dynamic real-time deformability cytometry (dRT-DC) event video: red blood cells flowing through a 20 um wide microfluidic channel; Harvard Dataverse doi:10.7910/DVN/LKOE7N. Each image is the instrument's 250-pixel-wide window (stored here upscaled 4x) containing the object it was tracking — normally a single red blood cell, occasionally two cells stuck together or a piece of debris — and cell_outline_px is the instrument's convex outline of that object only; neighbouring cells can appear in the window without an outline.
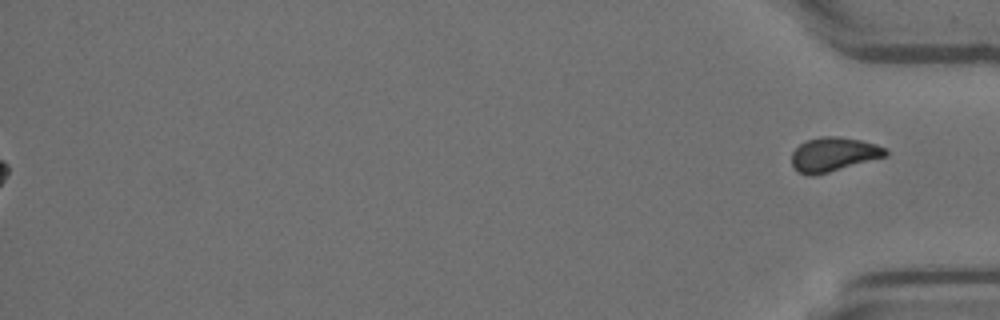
{"species": "Egyptian fruit bat (a non-hibernating species)", "species_latin": "Rousettus aegyptiacus", "temperature_condition": "room temperature", "stored_images_in_passage": 36, "segment_of_instrument_passage": [2, 2], "camera_frame_rate_fps": 3000, "um_per_image_px": 0.085, "animal": {"sex": "female"}, "frame": {"image": 1, "passage_image": 36, "time_ms": 11.667, "image_size_px": [1000, 320], "cell_outline_px": [[888, 156], [828, 172], [812, 176], [808, 176], [800, 172], [792, 164], [792, 152], [800, 144], [808, 140], [820, 136], [840, 136], [860, 140], [876, 144], [888, 148]], "centroid_in_image_um": [70.89, 13.11], "position_along_channel_um": 364.3, "area_um2": 18.67}}